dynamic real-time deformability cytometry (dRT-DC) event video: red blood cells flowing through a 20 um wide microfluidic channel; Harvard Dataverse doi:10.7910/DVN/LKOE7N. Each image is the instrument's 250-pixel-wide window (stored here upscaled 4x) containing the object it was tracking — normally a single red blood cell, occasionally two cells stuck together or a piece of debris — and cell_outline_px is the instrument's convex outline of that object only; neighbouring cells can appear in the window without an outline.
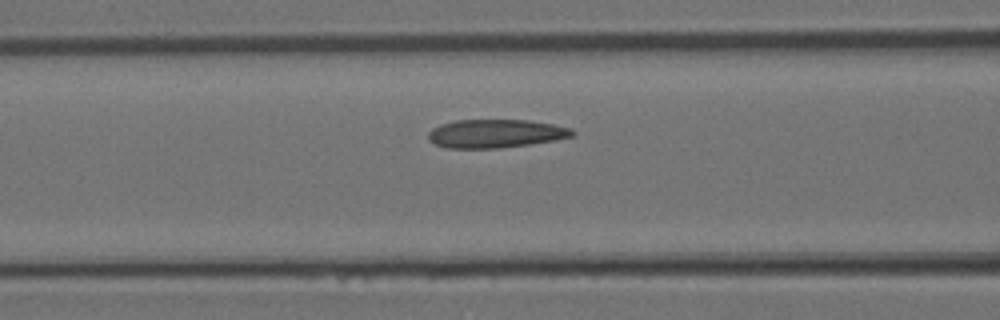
{"species": "Egyptian fruit bat (a non-hibernating species)", "species_latin": "Rousettus aegyptiacus", "temperature_condition": "room temperature", "stored_images_in_passage": 22, "camera_frame_rate_fps": 3000, "um_per_image_px": 0.085, "animal": {"sex": "female"}, "frame": {"image": 1, "passage_image": 7, "time_ms": 2.0, "image_size_px": [1000, 320], "cell_outline_px": [[576, 132], [572, 136], [556, 140], [528, 144], [496, 148], [448, 148], [436, 144], [428, 140], [428, 132], [432, 128], [440, 124], [456, 120], [528, 120], [552, 124], [572, 128]], "centroid_in_image_um": [42.12, 11.35], "position_along_channel_um": 124.5, "area_um2": 23.81}}
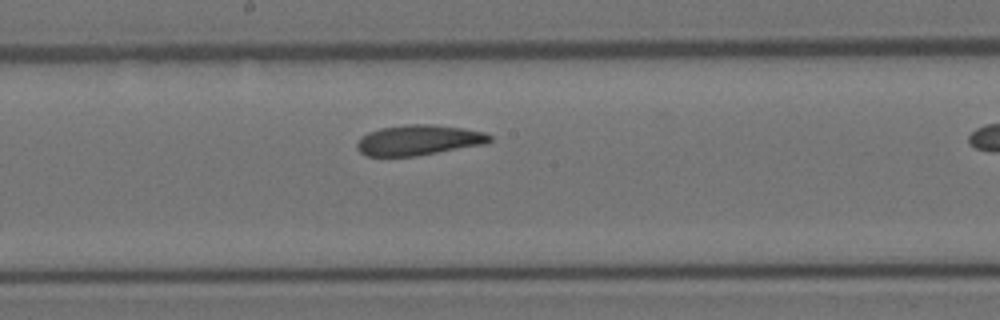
{"frame": {"image": 2, "passage_image": 12, "time_ms": 3.667, "image_size_px": [1000, 320], "cell_outline_px": [[492, 140], [484, 144], [416, 156], [364, 156], [356, 148], [356, 144], [360, 136], [368, 132], [380, 128], [408, 124], [432, 124], [464, 128], [484, 132], [492, 136]], "centroid_in_image_um": [35.55, 11.9], "position_along_channel_um": 212.7, "area_um2": 23.58}}
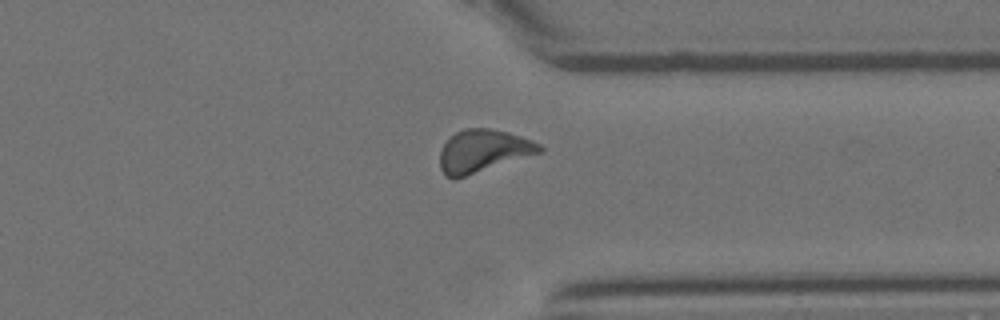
{"frame": {"image": 3, "passage_image": 21, "time_ms": 6.667, "image_size_px": [1000, 320], "cell_outline_px": [[544, 152], [456, 180], [452, 180], [444, 176], [440, 168], [440, 152], [444, 144], [456, 132], [464, 128], [488, 128], [508, 132], [532, 140], [540, 144], [544, 148]], "centroid_in_image_um": [41.08, 12.87], "position_along_channel_um": 370.3, "area_um2": 25.26}}